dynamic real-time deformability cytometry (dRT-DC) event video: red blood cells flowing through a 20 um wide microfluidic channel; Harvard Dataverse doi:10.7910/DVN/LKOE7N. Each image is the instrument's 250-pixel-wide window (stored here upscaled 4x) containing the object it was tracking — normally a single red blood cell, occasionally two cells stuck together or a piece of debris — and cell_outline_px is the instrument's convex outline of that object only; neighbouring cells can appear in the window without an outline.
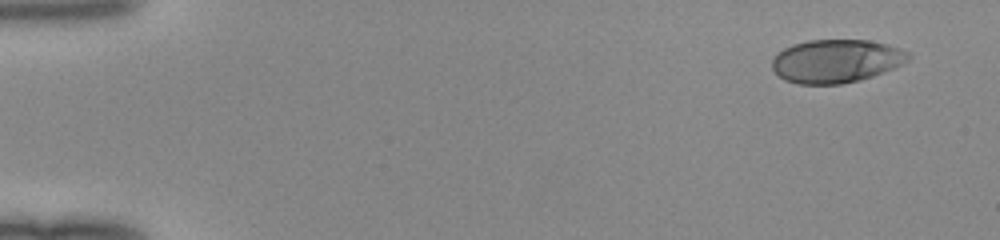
{"species": "human", "species_latin": "Homo sapiens", "temperature_condition": "room temperature", "stored_images_in_passage": 47, "camera_frame_rate_fps": 3000, "um_per_image_px": 0.085, "donor": {"sex": "female"}, "frame": {"image": 1, "passage_image": 1, "time_ms": 0.0, "image_size_px": [1000, 240], "cell_outline_px": [[912, 56], [908, 60], [892, 68], [872, 76], [860, 80], [840, 84], [796, 84], [784, 80], [772, 68], [772, 60], [784, 48], [792, 44], [808, 40], [868, 40], [888, 44], [912, 52]], "centroid_in_image_um": [71.09, 5.18], "position_along_channel_um": 13.9, "area_um2": 34.39}}
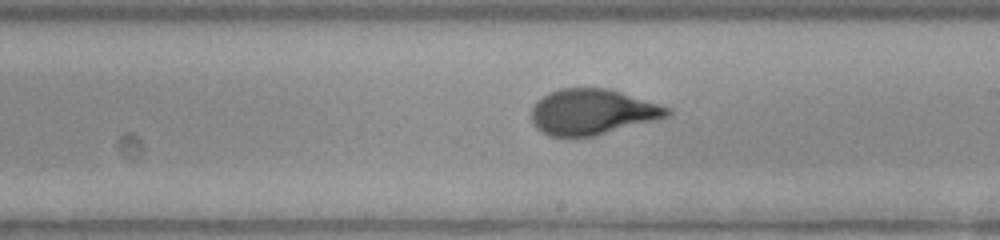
{"frame": {"image": 2, "passage_image": 27, "time_ms": 8.667, "image_size_px": [1000, 240], "cell_outline_px": [[672, 116], [592, 136], [548, 136], [540, 132], [536, 128], [532, 120], [532, 108], [536, 100], [548, 92], [560, 88], [608, 88], [672, 108]], "centroid_in_image_um": [50.34, 9.5], "position_along_channel_um": 238.7, "area_um2": 36.18}}
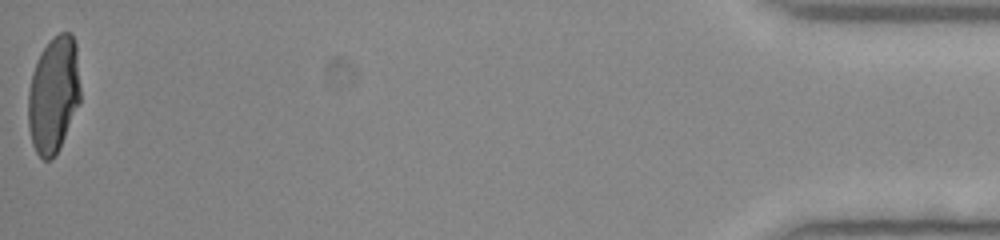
{"frame": {"image": 3, "passage_image": 47, "time_ms": 15.333, "image_size_px": [1000, 240], "cell_outline_px": [[80, 104], [60, 148], [52, 160], [44, 160], [36, 152], [32, 144], [28, 124], [28, 92], [32, 72], [36, 60], [40, 52], [48, 40], [60, 32], [72, 32], [76, 44], [80, 88]], "centroid_in_image_um": [4.56, 8.04], "position_along_channel_um": 430.6, "area_um2": 36.07}}